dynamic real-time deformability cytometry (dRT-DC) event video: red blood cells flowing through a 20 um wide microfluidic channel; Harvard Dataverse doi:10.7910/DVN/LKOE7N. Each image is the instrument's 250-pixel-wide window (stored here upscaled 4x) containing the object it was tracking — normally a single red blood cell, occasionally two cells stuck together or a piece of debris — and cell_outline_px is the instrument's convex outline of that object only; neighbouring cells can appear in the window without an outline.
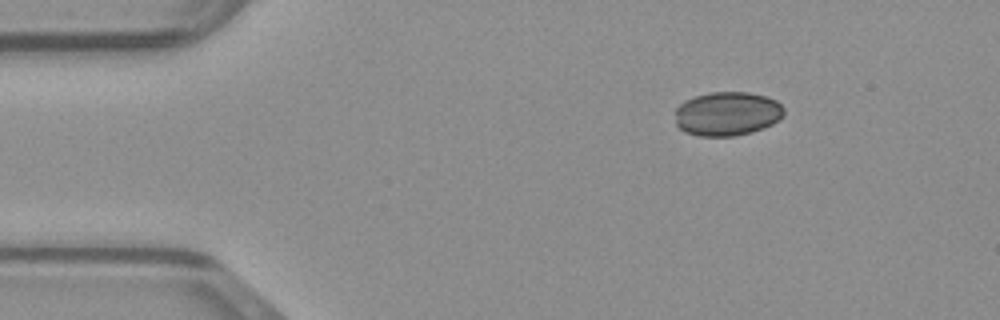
{"species": "common noctule bat (a hibernating species)", "species_latin": "Nyctalus noctula", "temperature_condition": "warm", "stored_images_in_passage": 9, "camera_frame_rate_fps": 3000, "um_per_image_px": 0.085, "animal": {"sex": "male", "body_mass_g": 23.1, "forearm_length_mm": 52.7}, "frame": {"image": 1, "passage_image": 1, "time_ms": 0.0, "image_size_px": [1000, 320], "cell_outline_px": [[784, 116], [780, 120], [764, 128], [752, 132], [732, 136], [700, 136], [684, 132], [676, 124], [676, 108], [684, 100], [696, 96], [712, 92], [748, 92], [764, 96], [776, 100], [784, 108]], "centroid_in_image_um": [61.83, 9.67], "position_along_channel_um": 23.2, "area_um2": 28.03}}